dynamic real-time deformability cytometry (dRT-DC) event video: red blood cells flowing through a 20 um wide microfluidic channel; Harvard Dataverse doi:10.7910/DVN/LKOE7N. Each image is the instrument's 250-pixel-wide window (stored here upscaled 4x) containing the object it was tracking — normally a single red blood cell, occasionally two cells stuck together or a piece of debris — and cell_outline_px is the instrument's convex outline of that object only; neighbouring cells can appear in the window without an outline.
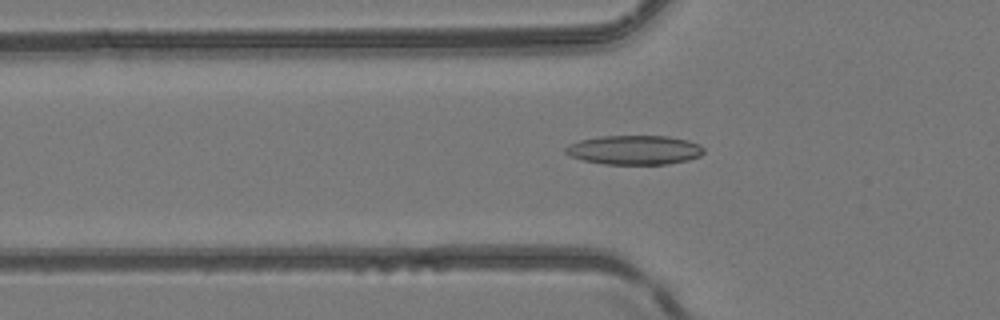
{"species": "common noctule bat (a hibernating species)", "species_latin": "Nyctalus noctula", "temperature_condition": "room temperature", "stored_images_in_passage": 33, "camera_frame_rate_fps": 3000, "um_per_image_px": 0.085, "animal": {"sex": "female", "body_mass_g": 24.6, "forearm_length_mm": 56.2}, "frame": {"image": 1, "passage_image": 15, "time_ms": 4.667, "image_size_px": [1000, 320], "cell_outline_px": [[704, 152], [700, 156], [688, 160], [668, 164], [604, 164], [584, 160], [568, 156], [564, 152], [564, 148], [568, 144], [580, 140], [600, 136], [668, 136], [688, 140], [700, 144], [704, 148]], "centroid_in_image_um": [53.92, 12.74], "position_along_channel_um": 71.9, "area_um2": 23.76}}
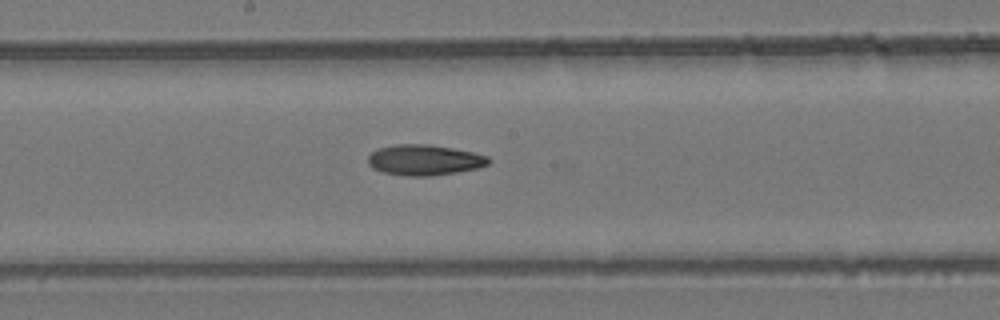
{"frame": {"image": 2, "passage_image": 25, "time_ms": 8.0, "image_size_px": [1000, 320], "cell_outline_px": [[492, 160], [488, 164], [476, 168], [456, 172], [428, 176], [408, 176], [384, 172], [372, 168], [368, 164], [368, 156], [372, 152], [380, 148], [396, 144], [428, 144], [452, 148], [472, 152], [488, 156]], "centroid_in_image_um": [36.07, 13.59], "position_along_channel_um": 212.1, "area_um2": 21.33}}
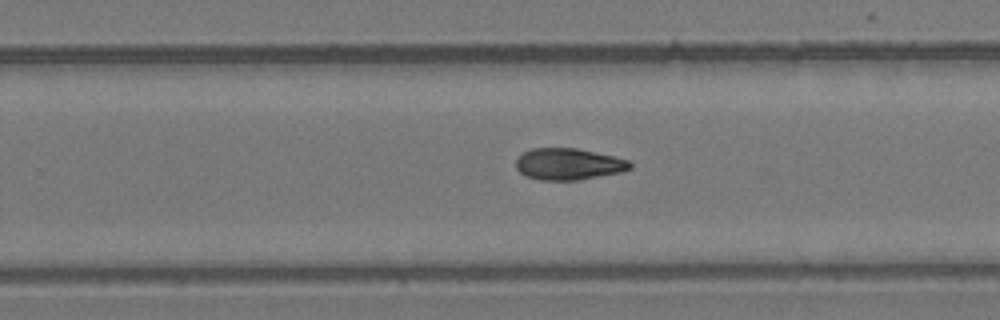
{"frame": {"image": 3, "passage_image": 30, "time_ms": 9.667, "image_size_px": [1000, 320], "cell_outline_px": [[632, 168], [620, 172], [580, 180], [540, 180], [528, 176], [520, 172], [516, 168], [516, 160], [524, 152], [532, 148], [576, 148], [612, 156], [628, 160], [632, 164]], "centroid_in_image_um": [48.32, 13.95], "position_along_channel_um": 281.5, "area_um2": 20.81}}